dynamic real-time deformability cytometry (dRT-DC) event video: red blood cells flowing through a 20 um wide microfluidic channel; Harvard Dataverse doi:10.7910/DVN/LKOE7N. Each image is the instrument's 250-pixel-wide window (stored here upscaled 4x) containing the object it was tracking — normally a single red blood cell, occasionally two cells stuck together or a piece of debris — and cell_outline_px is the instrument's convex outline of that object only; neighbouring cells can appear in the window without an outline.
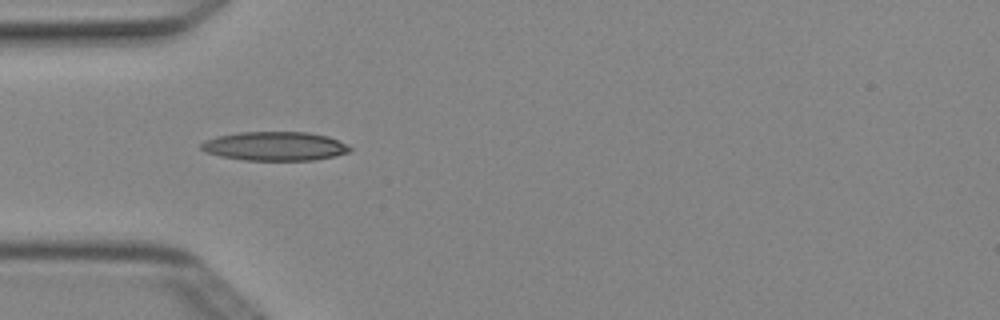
{"species": "Egyptian fruit bat (a non-hibernating species)", "species_latin": "Rousettus aegyptiacus", "temperature_condition": "cold", "stored_images_in_passage": 9, "segment_of_instrument_passage": [2, 2], "camera_frame_rate_fps": 3000, "um_per_image_px": 0.085, "animal": {"sex": "female"}, "frame": {"image": 1, "passage_image": 6, "time_ms": 1.667, "image_size_px": [1000, 320], "cell_outline_px": [[352, 152], [312, 160], [244, 160], [220, 156], [204, 152], [200, 148], [200, 144], [204, 140], [216, 136], [240, 132], [308, 132], [328, 136], [352, 148]], "centroid_in_image_um": [23.31, 12.42], "position_along_channel_um": 61.7, "area_um2": 25.09}}
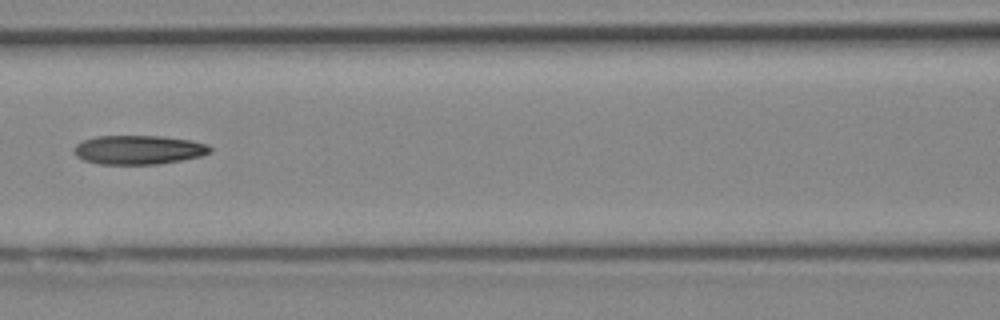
{"frame": {"image": 2, "passage_image": 8, "time_ms": 2.333, "image_size_px": [1000, 320], "cell_outline_px": [[212, 152], [200, 156], [180, 160], [156, 164], [100, 164], [84, 160], [76, 156], [72, 152], [72, 148], [76, 144], [84, 140], [96, 136], [160, 136], [192, 140], [208, 144], [212, 148]], "centroid_in_image_um": [11.76, 12.73], "position_along_channel_um": 154.8, "area_um2": 23.12}}
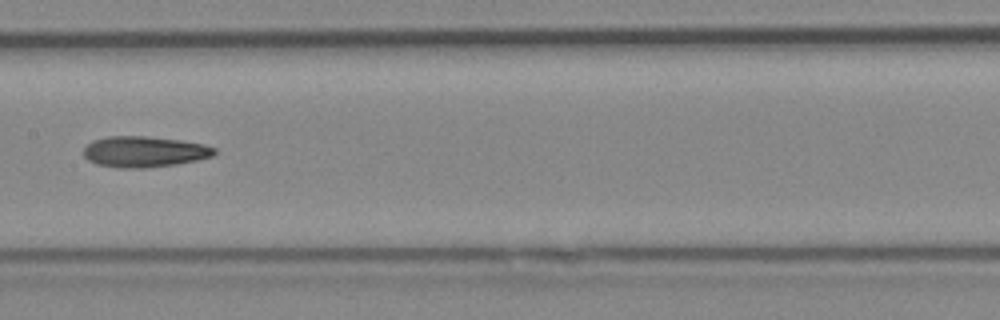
{"frame": {"image": 3, "passage_image": 9, "time_ms": 2.667, "image_size_px": [1000, 320], "cell_outline_px": [[216, 152], [212, 156], [196, 160], [176, 164], [144, 168], [120, 168], [96, 164], [88, 160], [84, 156], [84, 148], [92, 140], [108, 136], [148, 136], [180, 140], [204, 144], [216, 148]], "centroid_in_image_um": [12.25, 12.89], "position_along_channel_um": 195.1, "area_um2": 23.58}}